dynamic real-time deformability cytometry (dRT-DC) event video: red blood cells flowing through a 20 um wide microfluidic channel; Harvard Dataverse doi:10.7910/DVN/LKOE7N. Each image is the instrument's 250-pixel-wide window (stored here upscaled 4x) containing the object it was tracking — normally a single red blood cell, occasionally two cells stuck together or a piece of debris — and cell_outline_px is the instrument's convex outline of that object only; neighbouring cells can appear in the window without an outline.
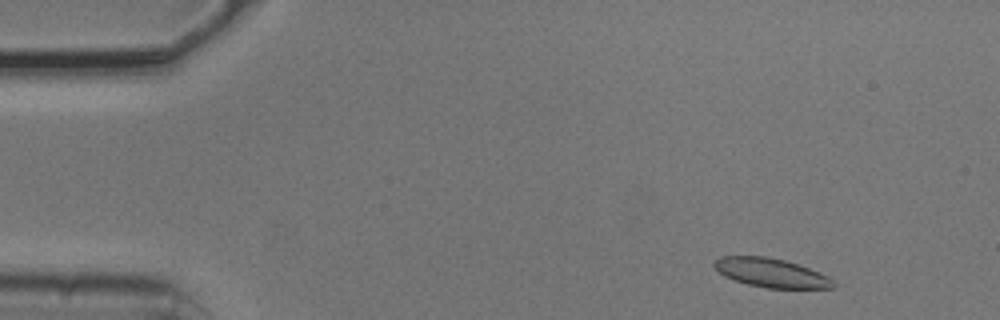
{"species": "common noctule bat (a hibernating species)", "species_latin": "Nyctalus noctula", "temperature_condition": "cold", "stored_images_in_passage": 7, "camera_frame_rate_fps": 3000, "um_per_image_px": 0.085, "animal": {"sex": "male", "body_mass_g": 20.5, "forearm_length_mm": 52.5}, "frame": {"image": 1, "passage_image": 1, "time_ms": 0.0, "image_size_px": [1000, 320], "cell_outline_px": [[836, 288], [768, 288], [748, 284], [724, 276], [712, 264], [716, 260], [724, 256], [764, 256], [784, 260], [808, 268], [828, 276], [836, 284]], "centroid_in_image_um": [65.56, 23.19], "position_along_channel_um": 19.4, "area_um2": 19.77}}
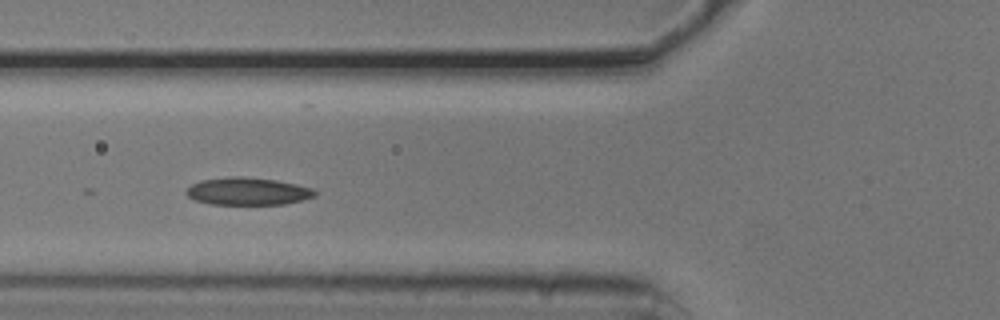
{"frame": {"image": 2, "passage_image": 5, "time_ms": 1.333, "image_size_px": [1000, 320], "cell_outline_px": [[316, 196], [284, 204], [212, 204], [196, 200], [188, 196], [184, 192], [192, 184], [200, 180], [232, 176], [240, 176], [276, 180], [296, 184], [312, 188], [316, 192]], "centroid_in_image_um": [21.05, 16.25], "position_along_channel_um": 104.8, "area_um2": 20.46}}
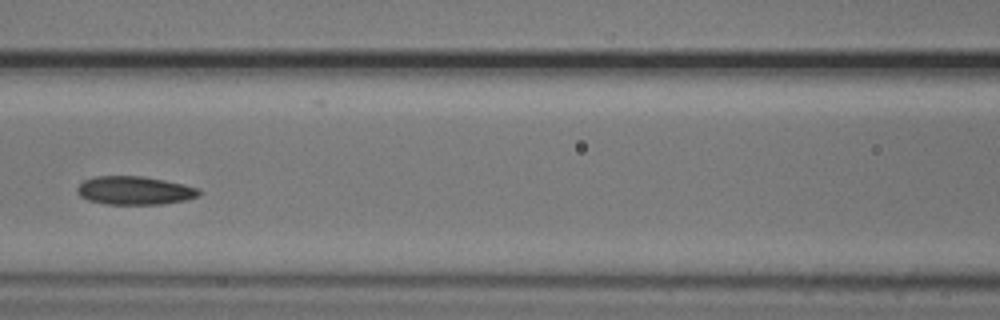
{"frame": {"image": 3, "passage_image": 6, "time_ms": 1.667, "image_size_px": [1000, 320], "cell_outline_px": [[200, 192], [196, 196], [184, 200], [164, 204], [104, 204], [88, 200], [80, 196], [76, 188], [84, 180], [96, 176], [144, 176], [184, 184], [200, 188]], "centroid_in_image_um": [11.43, 16.19], "position_along_channel_um": 155.2, "area_um2": 20.11}}